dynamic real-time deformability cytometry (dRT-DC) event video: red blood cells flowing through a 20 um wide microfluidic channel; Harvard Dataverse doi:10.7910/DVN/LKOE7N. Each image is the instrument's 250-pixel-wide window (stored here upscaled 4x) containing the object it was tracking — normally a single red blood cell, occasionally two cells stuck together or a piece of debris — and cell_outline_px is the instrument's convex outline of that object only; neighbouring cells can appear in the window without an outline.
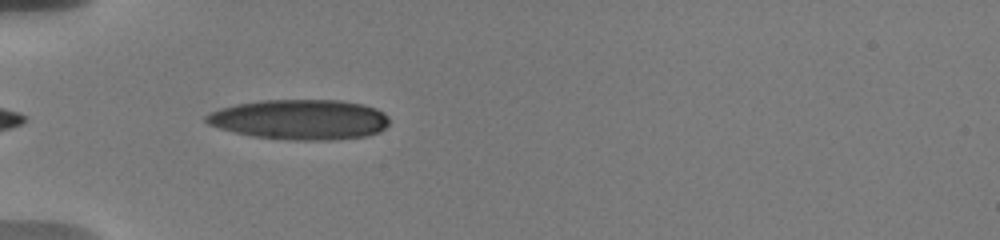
{"species": "human", "species_latin": "Homo sapiens", "temperature_condition": "warm", "stored_images_in_passage": 5, "camera_frame_rate_fps": 3000, "um_per_image_px": 0.085, "donor": {"sex": "male"}, "frame": {"image": 1, "passage_image": 3, "time_ms": 2.0, "image_size_px": [1000, 240], "cell_outline_px": [[388, 124], [380, 132], [364, 136], [324, 140], [296, 140], [252, 136], [220, 128], [208, 124], [204, 120], [204, 116], [220, 108], [236, 104], [260, 100], [340, 100], [364, 104], [376, 108], [384, 112], [388, 116]], "centroid_in_image_um": [25.51, 10.14], "position_along_channel_um": 59.5, "area_um2": 42.71}}
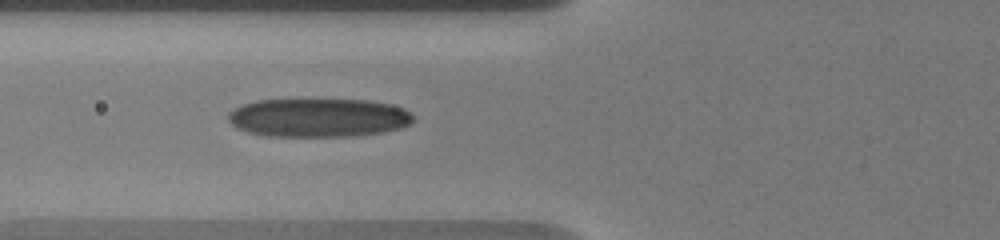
{"frame": {"image": 2, "passage_image": 4, "time_ms": 3.333, "image_size_px": [1000, 240], "cell_outline_px": [[412, 120], [408, 124], [400, 128], [380, 132], [352, 136], [264, 136], [248, 132], [236, 128], [228, 120], [228, 112], [244, 104], [256, 100], [368, 100], [388, 104], [404, 108], [412, 112]], "centroid_in_image_um": [27.04, 10.0], "position_along_channel_um": 98.8, "area_um2": 41.5}}
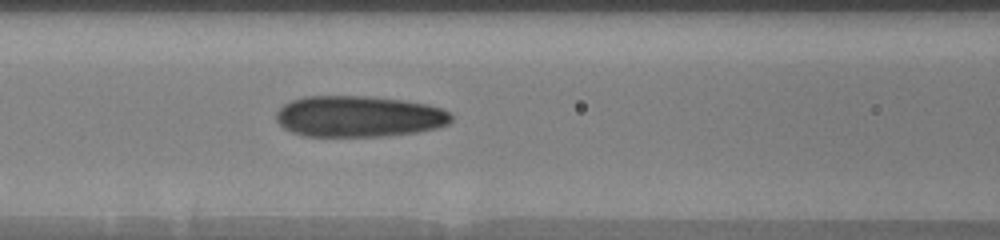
{"frame": {"image": 3, "passage_image": 5, "time_ms": 4.333, "image_size_px": [1000, 240], "cell_outline_px": [[452, 120], [448, 124], [436, 128], [416, 132], [384, 136], [304, 136], [292, 132], [284, 128], [276, 120], [276, 112], [284, 104], [292, 100], [304, 96], [368, 96], [400, 100], [428, 104], [440, 108], [448, 112], [452, 116]], "centroid_in_image_um": [30.48, 9.89], "position_along_channel_um": 136.1, "area_um2": 41.96}}